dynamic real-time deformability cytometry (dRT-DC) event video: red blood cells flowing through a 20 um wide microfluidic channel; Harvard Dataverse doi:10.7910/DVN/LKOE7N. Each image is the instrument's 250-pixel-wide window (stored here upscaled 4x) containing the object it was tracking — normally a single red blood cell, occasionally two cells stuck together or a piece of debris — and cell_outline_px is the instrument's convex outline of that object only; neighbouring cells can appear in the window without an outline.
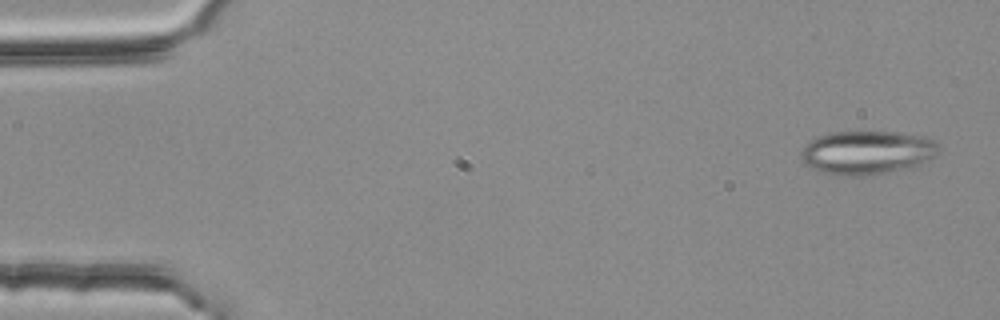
{"species": "common noctule bat (a hibernating species)", "species_latin": "Nyctalus noctula", "temperature_condition": "room temperature", "stored_images_in_passage": 4, "camera_frame_rate_fps": 3000, "um_per_image_px": 0.085, "animal": {"sex": "female", "body_mass_g": 25.1}, "frame": {"image": 1, "passage_image": 1, "time_ms": 0.0, "image_size_px": [1000, 320], "cell_outline_px": [[940, 148], [936, 156], [920, 164], [872, 176], [852, 176], [820, 172], [812, 168], [800, 156], [800, 152], [812, 140], [820, 136], [832, 132], [896, 132], [924, 136], [932, 140]], "centroid_in_image_um": [73.73, 12.97], "position_along_channel_um": 11.3, "area_um2": 34.68}}